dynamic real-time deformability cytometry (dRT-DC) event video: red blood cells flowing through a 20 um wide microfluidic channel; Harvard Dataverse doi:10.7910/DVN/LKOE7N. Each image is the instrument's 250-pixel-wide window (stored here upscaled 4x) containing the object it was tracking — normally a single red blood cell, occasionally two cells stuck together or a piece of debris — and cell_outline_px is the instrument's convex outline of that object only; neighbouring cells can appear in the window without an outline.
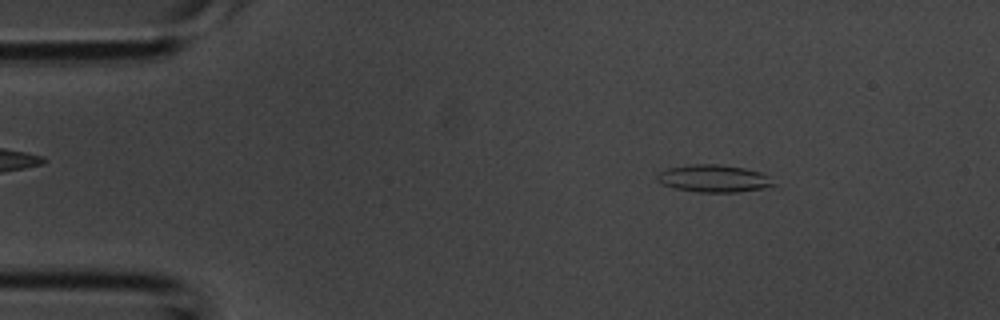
{"species": "common noctule bat (a hibernating species)", "species_latin": "Nyctalus noctula", "temperature_condition": "room temperature", "stored_images_in_passage": 39, "camera_frame_rate_fps": 3000, "um_per_image_px": 0.085, "animal": {"sex": "male", "body_mass_g": 20.1, "forearm_length_mm": 53.5}, "frame": {"image": 1, "passage_image": 6, "time_ms": 1.667, "image_size_px": [1000, 320], "cell_outline_px": [[776, 184], [760, 188], [740, 192], [700, 192], [676, 188], [660, 184], [656, 180], [656, 172], [668, 168], [696, 164], [716, 164], [744, 168], [760, 172], [768, 176]], "centroid_in_image_um": [60.61, 15.17], "position_along_channel_um": 24.4, "area_um2": 18.44}}
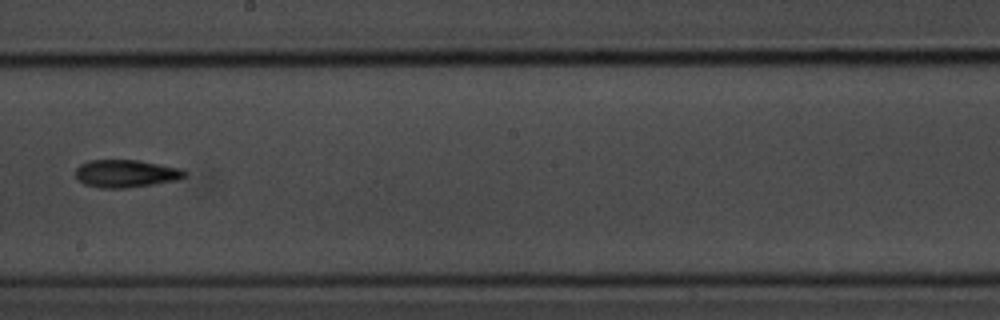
{"frame": {"image": 2, "passage_image": 22, "time_ms": 7.0, "image_size_px": [1000, 320], "cell_outline_px": [[188, 176], [176, 180], [152, 184], [124, 188], [100, 188], [84, 184], [76, 176], [76, 168], [80, 164], [88, 160], [140, 160], [180, 168], [188, 172]], "centroid_in_image_um": [10.72, 14.74], "position_along_channel_um": 237.5, "area_um2": 17.63}}
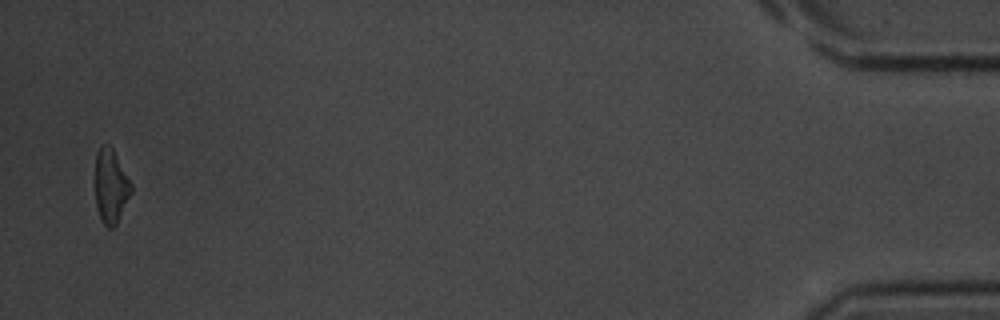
{"frame": {"image": 3, "passage_image": 38, "time_ms": 12.333, "image_size_px": [1000, 320], "cell_outline_px": [[132, 192], [116, 224], [112, 228], [108, 228], [100, 220], [96, 204], [96, 152], [104, 144], [108, 144], [112, 148], [132, 184]], "centroid_in_image_um": [9.42, 15.84], "position_along_channel_um": 425.8, "area_um2": 15.32}}